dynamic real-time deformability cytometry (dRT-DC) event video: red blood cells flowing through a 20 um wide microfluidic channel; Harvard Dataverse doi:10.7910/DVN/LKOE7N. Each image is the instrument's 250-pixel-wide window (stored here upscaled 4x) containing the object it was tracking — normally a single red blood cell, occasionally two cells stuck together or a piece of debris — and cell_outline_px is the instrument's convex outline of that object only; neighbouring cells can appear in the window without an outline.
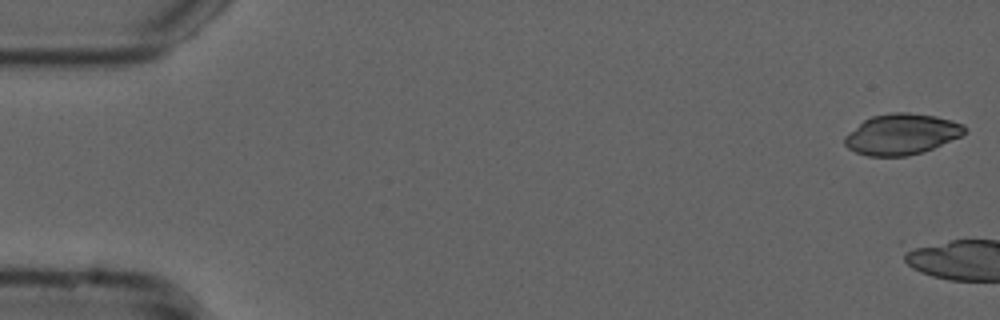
{"species": "common noctule bat (a hibernating species)", "species_latin": "Nyctalus noctula", "temperature_condition": "cold", "stored_images_in_passage": 8, "camera_frame_rate_fps": 3000, "um_per_image_px": 0.085, "animal": {"sex": "male", "forearm_length_mm": 52.5}, "frame": {"image": 1, "passage_image": 1, "time_ms": 0.0, "image_size_px": [1000, 320], "cell_outline_px": [[968, 132], [960, 136], [932, 148], [908, 156], [868, 156], [856, 152], [848, 148], [844, 144], [844, 136], [848, 132], [864, 120], [872, 116], [892, 112], [908, 112], [936, 116], [952, 120], [964, 124], [968, 128]], "centroid_in_image_um": [76.64, 11.39], "position_along_channel_um": 8.4, "area_um2": 28.55}}